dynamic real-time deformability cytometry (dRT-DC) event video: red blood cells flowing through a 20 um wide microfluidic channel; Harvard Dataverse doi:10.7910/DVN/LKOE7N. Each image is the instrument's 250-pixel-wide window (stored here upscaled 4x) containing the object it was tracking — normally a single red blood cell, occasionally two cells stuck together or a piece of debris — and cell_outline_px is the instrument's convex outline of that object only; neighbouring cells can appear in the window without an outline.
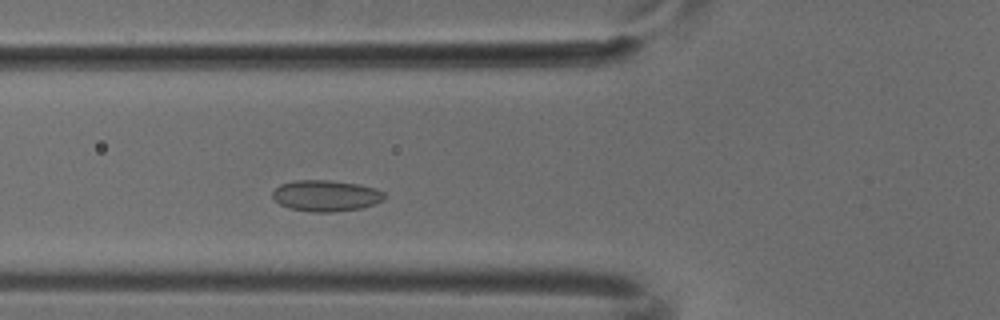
{"species": "common noctule bat (a hibernating species)", "species_latin": "Nyctalus noctula", "temperature_condition": "cold", "stored_images_in_passage": 3, "camera_frame_rate_fps": 3000, "um_per_image_px": 0.085, "animal": {"sex": "male", "body_mass_g": 18.8}, "frame": {"image": 1, "passage_image": 3, "time_ms": 0.667, "image_size_px": [1000, 320], "cell_outline_px": [[384, 200], [376, 204], [360, 208], [332, 212], [312, 212], [288, 208], [280, 204], [272, 196], [272, 192], [280, 184], [296, 180], [332, 180], [356, 184], [376, 188], [384, 192]], "centroid_in_image_um": [27.71, 16.63], "position_along_channel_um": 98.1, "area_um2": 20.35}}